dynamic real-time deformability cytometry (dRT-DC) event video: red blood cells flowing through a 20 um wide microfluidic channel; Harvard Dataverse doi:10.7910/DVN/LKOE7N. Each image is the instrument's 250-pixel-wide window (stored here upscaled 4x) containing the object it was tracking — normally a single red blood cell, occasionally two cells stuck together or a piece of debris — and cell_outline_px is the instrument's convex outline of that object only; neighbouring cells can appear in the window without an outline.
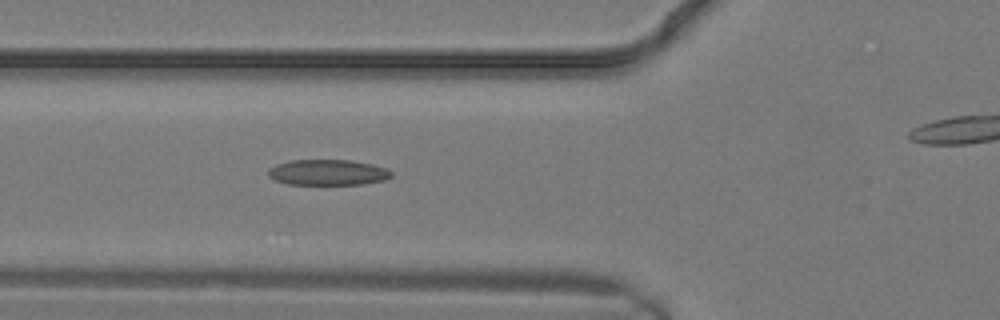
{"species": "common noctule bat (a hibernating species)", "species_latin": "Nyctalus noctula", "temperature_condition": "warm", "stored_images_in_passage": 11, "segment_of_instrument_passage": [1, 2], "camera_frame_rate_fps": 3000, "um_per_image_px": 0.085, "animal": {"sex": "male", "body_mass_g": 19.2, "forearm_length_mm": 51.8}, "frame": {"image": 1, "passage_image": 10, "time_ms": 3.0, "image_size_px": [1000, 320], "cell_outline_px": [[392, 176], [384, 180], [364, 184], [288, 184], [276, 180], [268, 176], [268, 168], [276, 164], [288, 160], [352, 160], [372, 164], [388, 168], [392, 172]], "centroid_in_image_um": [27.87, 14.64], "position_along_channel_um": 97.9, "area_um2": 18.55}}